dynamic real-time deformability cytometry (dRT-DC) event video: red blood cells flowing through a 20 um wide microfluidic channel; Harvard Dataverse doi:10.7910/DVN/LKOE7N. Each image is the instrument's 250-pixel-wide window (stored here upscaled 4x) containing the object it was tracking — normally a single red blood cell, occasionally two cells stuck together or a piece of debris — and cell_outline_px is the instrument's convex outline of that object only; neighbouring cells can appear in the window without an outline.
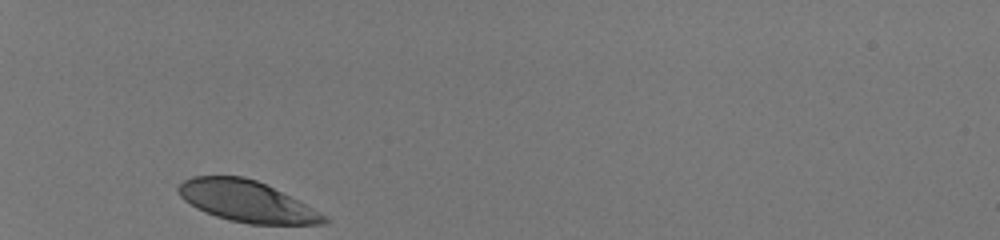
{"species": "human", "species_latin": "Homo sapiens", "temperature_condition": "room temperature", "stored_images_in_passage": 29, "camera_frame_rate_fps": 3000, "um_per_image_px": 0.085, "donor": {"sex": "male"}, "frame": {"image": 1, "passage_image": 1, "time_ms": 0.0, "image_size_px": [1000, 240], "cell_outline_px": [[328, 220], [324, 224], [248, 224], [228, 220], [204, 212], [196, 208], [184, 200], [176, 192], [176, 188], [184, 180], [192, 176], [244, 176], [256, 180], [328, 216]], "centroid_in_image_um": [20.91, 17.12], "position_along_channel_um": 64.1, "area_um2": 34.62}}
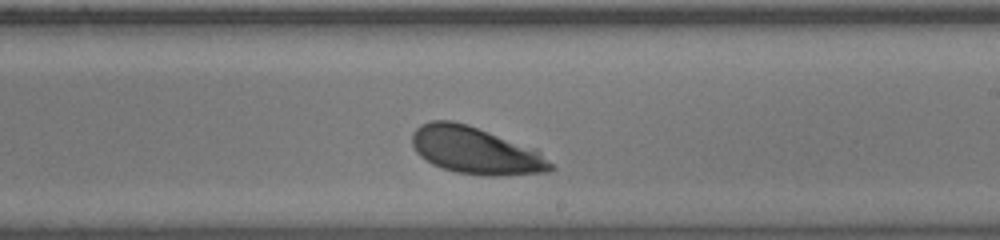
{"frame": {"image": 2, "passage_image": 17, "time_ms": 5.333, "image_size_px": [1000, 240], "cell_outline_px": [[556, 168], [548, 172], [504, 176], [484, 176], [456, 172], [440, 168], [424, 160], [416, 152], [412, 144], [412, 132], [420, 124], [432, 120], [452, 120], [468, 124], [536, 148]], "centroid_in_image_um": [40.43, 12.8], "position_along_channel_um": 248.6, "area_um2": 38.61}}
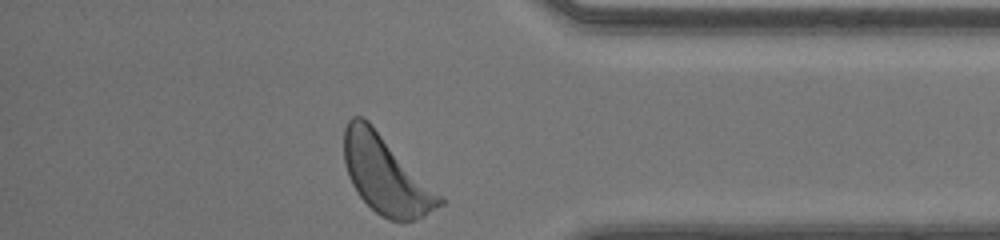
{"frame": {"image": 3, "passage_image": 29, "time_ms": 9.333, "image_size_px": [1000, 240], "cell_outline_px": [[444, 204], [424, 216], [412, 220], [388, 220], [380, 216], [360, 196], [352, 184], [348, 176], [344, 160], [344, 128], [348, 120], [352, 116], [364, 116], [372, 124], [444, 200]], "centroid_in_image_um": [32.74, 14.85], "position_along_channel_um": 402.5, "area_um2": 42.54}, "authors_computed_cell_mechanics": {"area_um2": 37.7434, "velocity_mm_per_s": 4.022, "shape_relaxation_time_tau1_ms": 1.4765, "shape_relaxation_time_tau2_ms": null, "deformation_change_tau1": 0.1213, "deformation_change_tau2": null}}